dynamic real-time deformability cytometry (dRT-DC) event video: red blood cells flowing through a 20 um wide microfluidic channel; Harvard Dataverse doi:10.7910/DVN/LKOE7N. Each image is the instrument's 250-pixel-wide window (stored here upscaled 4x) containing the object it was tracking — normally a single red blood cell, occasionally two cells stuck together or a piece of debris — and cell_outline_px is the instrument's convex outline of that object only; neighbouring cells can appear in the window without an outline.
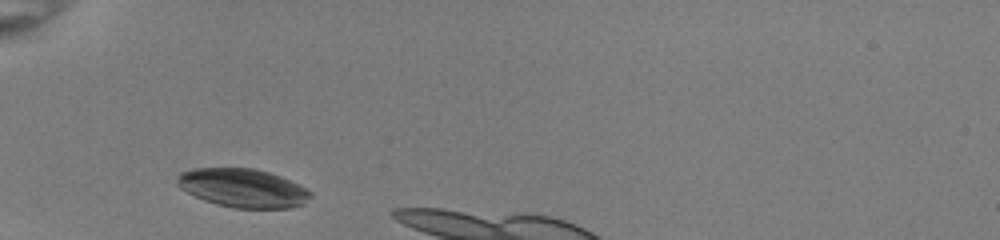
{"species": "common noctule bat (a hibernating species)", "species_latin": "Nyctalus noctula", "temperature_condition": "room temperature", "stored_images_in_passage": 8, "camera_frame_rate_fps": 3000, "um_per_image_px": 0.085, "animal": {"sex": "female", "body_mass_g": 22.0, "forearm_length_mm": 56.7}, "frame": {"image": 1, "passage_image": 1, "time_ms": 0.0, "image_size_px": [1000, 240], "cell_outline_px": [[312, 196], [300, 204], [288, 208], [232, 208], [216, 204], [204, 200], [188, 192], [176, 180], [180, 172], [196, 168], [252, 168], [268, 172], [280, 176], [312, 192]], "centroid_in_image_um": [20.64, 15.98], "position_along_channel_um": 64.4, "area_um2": 29.48}}
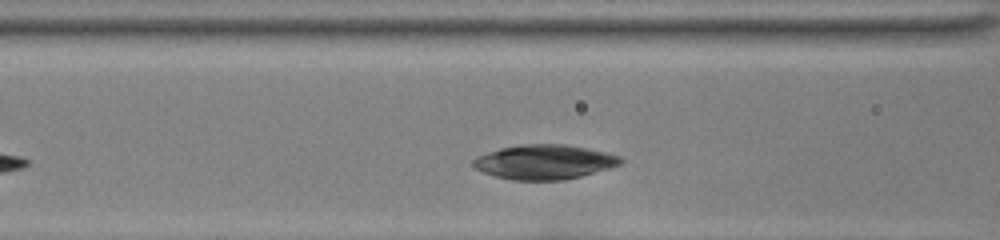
{"frame": {"image": 2, "passage_image": 6, "time_ms": 1.667, "image_size_px": [1000, 240], "cell_outline_px": [[624, 160], [620, 164], [580, 176], [564, 180], [512, 180], [496, 176], [484, 172], [476, 168], [472, 164], [472, 160], [480, 156], [500, 148], [520, 144], [564, 144], [584, 148], [620, 156]], "centroid_in_image_um": [46.25, 13.77], "position_along_channel_um": 120.4, "area_um2": 29.13}}